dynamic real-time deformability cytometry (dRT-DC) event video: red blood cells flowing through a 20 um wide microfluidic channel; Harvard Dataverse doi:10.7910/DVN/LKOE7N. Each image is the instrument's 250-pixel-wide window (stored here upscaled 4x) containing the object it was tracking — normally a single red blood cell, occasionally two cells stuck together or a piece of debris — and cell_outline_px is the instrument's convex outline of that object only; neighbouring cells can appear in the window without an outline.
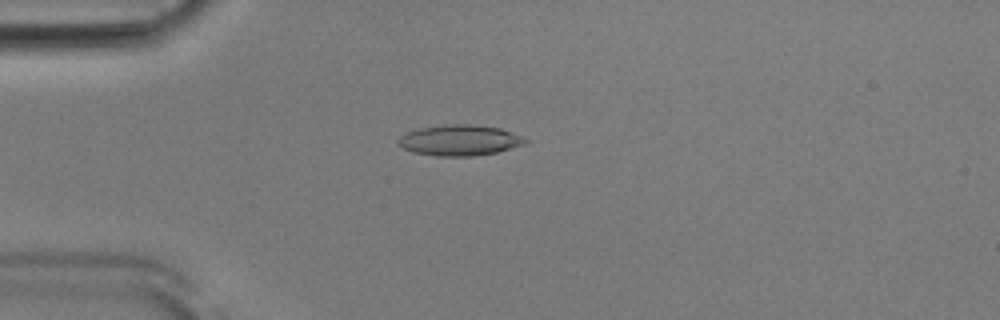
{"species": "Egyptian fruit bat (a non-hibernating species)", "species_latin": "Rousettus aegyptiacus", "temperature_condition": "room temperature", "stored_images_in_passage": 52, "camera_frame_rate_fps": 3000, "um_per_image_px": 0.085, "animal": {"sex": "male"}, "frame": {"image": 1, "passage_image": 14, "time_ms": 4.333, "image_size_px": [1000, 320], "cell_outline_px": [[532, 140], [524, 144], [512, 148], [496, 152], [472, 156], [436, 156], [412, 152], [396, 144], [396, 140], [400, 136], [408, 132], [420, 128], [448, 124], [468, 124], [500, 128], [512, 132]], "centroid_in_image_um": [39.07, 11.92], "position_along_channel_um": 45.9, "area_um2": 22.83}}
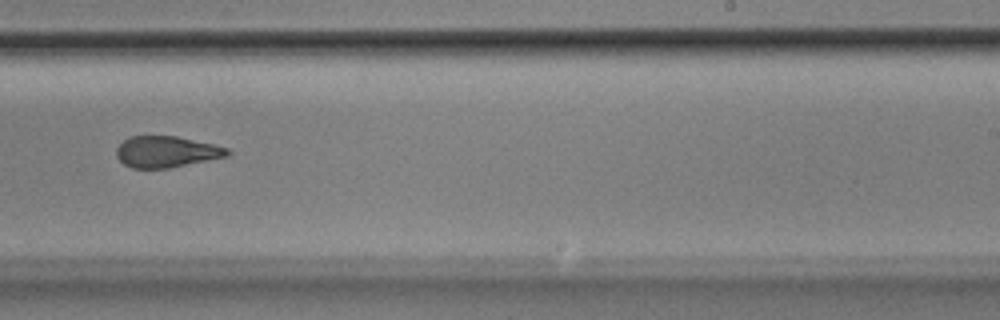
{"frame": {"image": 2, "passage_image": 33, "time_ms": 10.667, "image_size_px": [1000, 320], "cell_outline_px": [[232, 152], [228, 156], [168, 168], [132, 168], [124, 164], [116, 156], [116, 148], [128, 136], [176, 136], [216, 144], [228, 148]], "centroid_in_image_um": [14.16, 12.89], "position_along_channel_um": 274.8, "area_um2": 20.29}}
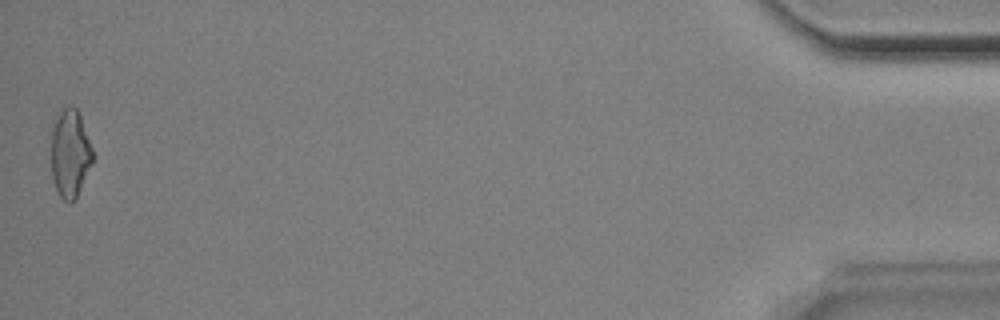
{"frame": {"image": 3, "passage_image": 52, "time_ms": 17.0, "image_size_px": [1000, 320], "cell_outline_px": [[96, 156], [76, 200], [68, 204], [60, 196], [56, 188], [52, 176], [52, 124], [56, 112], [68, 104], [72, 104], [76, 108], [80, 116]], "centroid_in_image_um": [5.98, 13.02], "position_along_channel_um": 429.2, "area_um2": 21.96}, "authors_computed_cell_mechanics": {"area_um2": 21.8195, "velocity_mm_per_s": 3.9046, "shape_relaxation_time_tau1_ms": 5.9325, "shape_relaxation_time_tau2_ms": 1.9913, "deformation_change_tau1": 0.1751, "deformation_change_tau2": 0.1064}}